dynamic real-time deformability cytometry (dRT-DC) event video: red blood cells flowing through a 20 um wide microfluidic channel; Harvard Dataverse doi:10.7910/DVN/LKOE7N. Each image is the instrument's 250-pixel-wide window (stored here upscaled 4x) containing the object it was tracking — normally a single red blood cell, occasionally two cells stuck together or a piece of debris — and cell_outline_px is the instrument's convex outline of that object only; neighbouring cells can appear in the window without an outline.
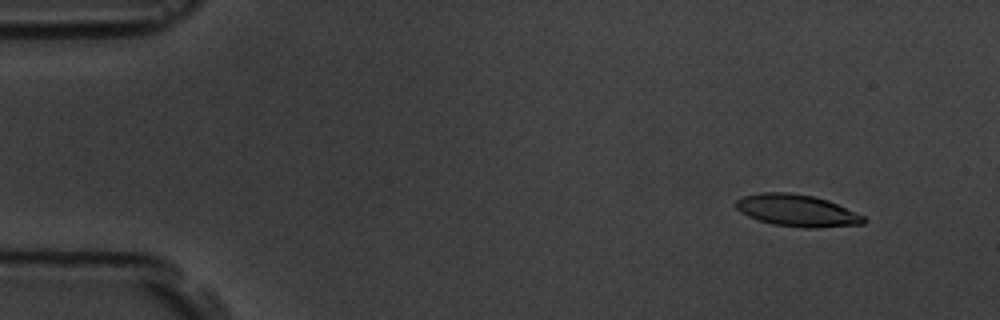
{"species": "common noctule bat (a hibernating species)", "species_latin": "Nyctalus noctula", "temperature_condition": "room temperature", "stored_images_in_passage": 6, "camera_frame_rate_fps": 3000, "um_per_image_px": 0.085, "animal": {"sex": "male", "body_mass_g": 19.5, "forearm_length_mm": 54.6}, "frame": {"image": 1, "passage_image": 2, "time_ms": 1.333, "image_size_px": [1000, 320], "cell_outline_px": [[868, 220], [864, 224], [816, 228], [804, 228], [772, 224], [748, 216], [740, 212], [736, 208], [736, 200], [744, 196], [760, 192], [788, 192], [812, 196], [828, 200], [864, 216]], "centroid_in_image_um": [67.75, 17.9], "position_along_channel_um": 17.2, "area_um2": 23.76}}
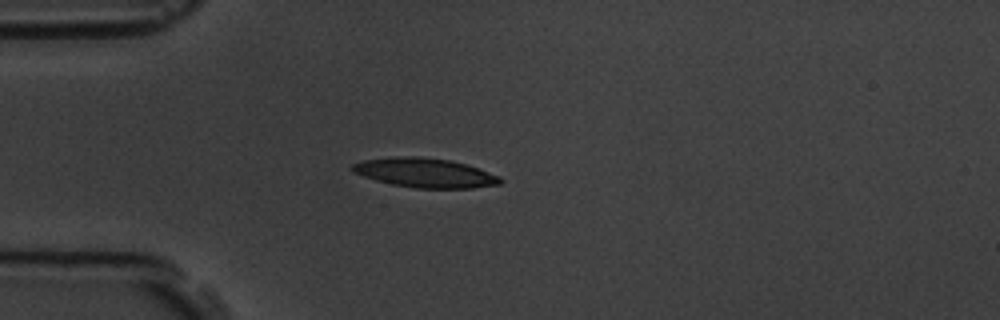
{"frame": {"image": 2, "passage_image": 5, "time_ms": 4.667, "image_size_px": [1000, 320], "cell_outline_px": [[504, 180], [500, 184], [472, 188], [416, 188], [392, 184], [376, 180], [352, 172], [348, 168], [352, 164], [364, 160], [396, 156], [416, 156], [452, 160], [500, 176]], "centroid_in_image_um": [36.1, 14.68], "position_along_channel_um": 48.9, "area_um2": 25.26}}